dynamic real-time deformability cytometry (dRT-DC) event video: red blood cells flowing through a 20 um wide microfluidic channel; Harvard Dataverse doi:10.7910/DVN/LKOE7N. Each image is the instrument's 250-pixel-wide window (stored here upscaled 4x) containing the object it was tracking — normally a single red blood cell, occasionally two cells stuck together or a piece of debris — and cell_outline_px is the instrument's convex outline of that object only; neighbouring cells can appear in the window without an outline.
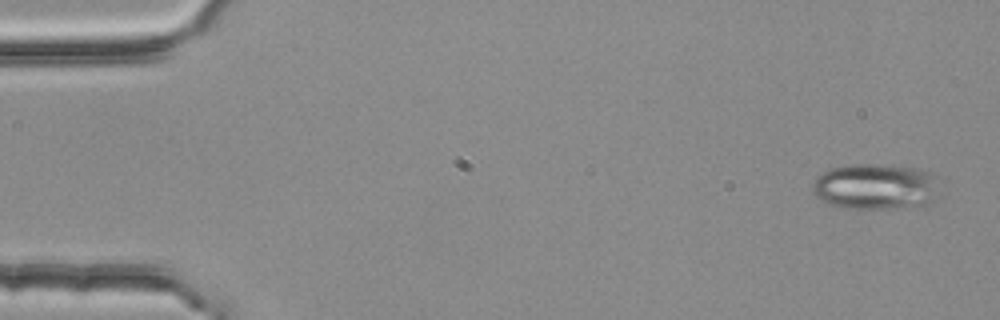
{"species": "common noctule bat (a hibernating species)", "species_latin": "Nyctalus noctula", "temperature_condition": "room temperature", "stored_images_in_passage": 5, "camera_frame_rate_fps": 3000, "um_per_image_px": 0.085, "animal": {"sex": "female", "body_mass_g": 25.1}, "frame": {"image": 1, "passage_image": 1, "time_ms": 0.0, "image_size_px": [1000, 320], "cell_outline_px": [[940, 176], [932, 200], [924, 208], [840, 208], [828, 204], [820, 200], [812, 192], [812, 184], [816, 176], [832, 168], [852, 164], [872, 164], [920, 168], [936, 172]], "centroid_in_image_um": [74.46, 15.87], "position_along_channel_um": 10.5, "area_um2": 34.74}}
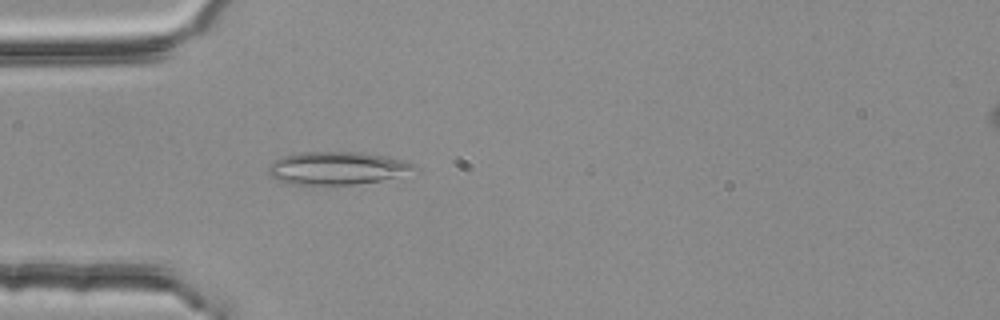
{"frame": {"image": 2, "passage_image": 4, "time_ms": 1.0, "image_size_px": [1000, 320], "cell_outline_px": [[420, 168], [412, 180], [356, 184], [288, 184], [272, 176], [268, 172], [268, 164], [284, 156], [300, 152], [360, 152], [384, 156], [400, 160], [412, 164]], "centroid_in_image_um": [28.92, 14.33], "position_along_channel_um": 56.1, "area_um2": 29.13}}